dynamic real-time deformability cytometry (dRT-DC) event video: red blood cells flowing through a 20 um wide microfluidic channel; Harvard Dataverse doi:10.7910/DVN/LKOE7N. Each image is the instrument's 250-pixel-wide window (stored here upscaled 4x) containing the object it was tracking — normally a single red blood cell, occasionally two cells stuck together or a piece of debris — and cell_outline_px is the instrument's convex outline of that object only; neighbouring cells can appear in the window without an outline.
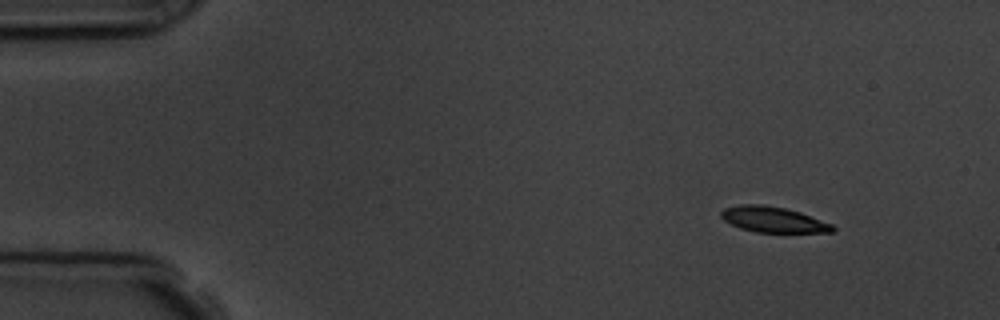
{"species": "common noctule bat (a hibernating species)", "species_latin": "Nyctalus noctula", "temperature_condition": "room temperature", "stored_images_in_passage": 4, "camera_frame_rate_fps": 3000, "um_per_image_px": 0.085, "animal": {"sex": "male", "body_mass_g": 19.5, "forearm_length_mm": 54.6}, "frame": {"image": 1, "passage_image": 1, "time_ms": 0.0, "image_size_px": [1000, 320], "cell_outline_px": [[836, 232], [756, 232], [740, 228], [724, 220], [720, 216], [720, 212], [724, 208], [740, 204], [764, 204], [784, 208], [800, 212], [832, 224], [836, 228]], "centroid_in_image_um": [65.72, 18.66], "position_along_channel_um": 19.3, "area_um2": 16.65}}
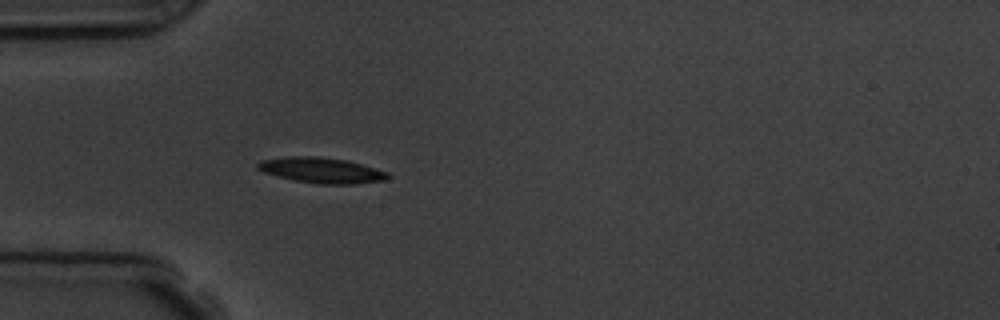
{"frame": {"image": 2, "passage_image": 4, "time_ms": 3.333, "image_size_px": [1000, 320], "cell_outline_px": [[388, 176], [384, 180], [352, 184], [320, 184], [296, 180], [264, 172], [256, 168], [256, 164], [260, 160], [288, 156], [320, 156], [348, 160], [388, 172]], "centroid_in_image_um": [27.31, 14.45], "position_along_channel_um": 57.7, "area_um2": 19.19}}